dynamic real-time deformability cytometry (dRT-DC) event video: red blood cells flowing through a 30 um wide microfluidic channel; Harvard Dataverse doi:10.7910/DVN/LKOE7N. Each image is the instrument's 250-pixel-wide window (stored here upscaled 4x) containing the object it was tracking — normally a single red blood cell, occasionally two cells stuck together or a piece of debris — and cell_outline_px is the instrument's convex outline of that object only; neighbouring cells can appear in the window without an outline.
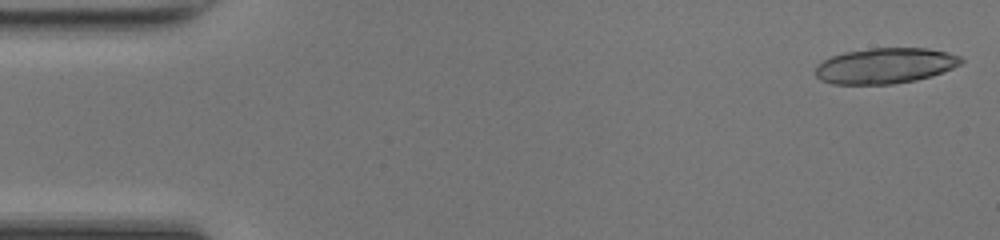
{"species": "common noctule bat (a hibernating species)", "species_latin": "Nyctalus noctula", "temperature_condition": "room temperature", "stored_images_in_passage": 15, "camera_frame_rate_fps": 3000, "um_per_image_px": 0.085, "animal": {"sex": "female", "body_mass_g": 17.0, "forearm_length_mm": 48.0}, "frame": {"image": 1, "passage_image": 1, "time_ms": 0.0, "image_size_px": [1000, 240], "cell_outline_px": [[964, 60], [960, 64], [952, 68], [932, 76], [916, 80], [892, 84], [832, 84], [820, 80], [816, 76], [816, 64], [832, 56], [844, 52], [872, 48], [928, 48], [948, 52], [960, 56]], "centroid_in_image_um": [75.24, 5.59], "position_along_channel_um": 9.8, "area_um2": 30.29}}